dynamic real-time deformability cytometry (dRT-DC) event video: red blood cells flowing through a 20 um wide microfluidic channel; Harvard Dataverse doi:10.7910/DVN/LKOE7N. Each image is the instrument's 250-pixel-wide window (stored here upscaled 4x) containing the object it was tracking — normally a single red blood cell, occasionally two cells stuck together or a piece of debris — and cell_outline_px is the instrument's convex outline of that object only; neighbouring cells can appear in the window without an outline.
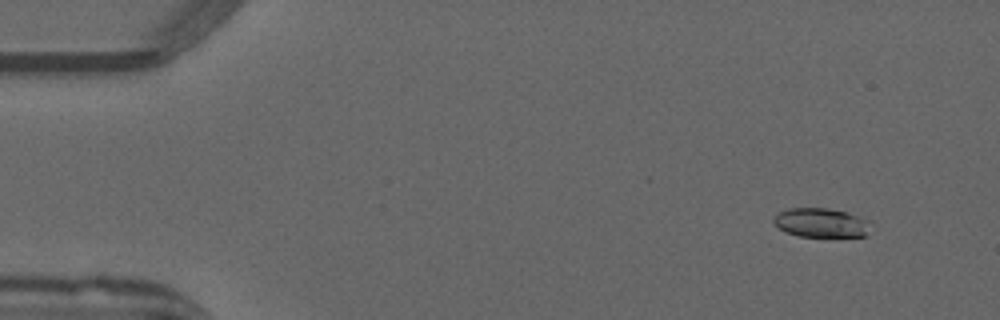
{"species": "common noctule bat (a hibernating species)", "species_latin": "Nyctalus noctula", "temperature_condition": "warm", "stored_images_in_passage": 52, "camera_frame_rate_fps": 3000, "um_per_image_px": 0.085, "animal": {"sex": "male", "forearm_length_mm": 52.5}, "frame": {"image": 1, "passage_image": 5, "time_ms": 1.333, "image_size_px": [1000, 320], "cell_outline_px": [[872, 220], [864, 236], [800, 236], [784, 232], [772, 220], [780, 212], [788, 208], [828, 208], [844, 212]], "centroid_in_image_um": [69.79, 18.92], "position_along_channel_um": 15.2, "area_um2": 16.24}}
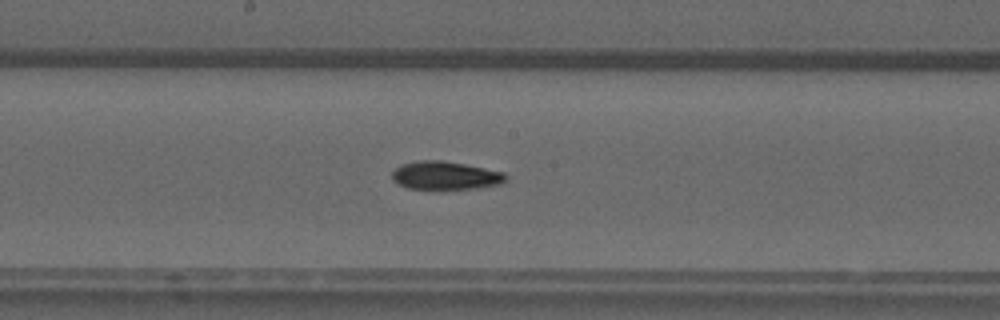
{"frame": {"image": 2, "passage_image": 28, "time_ms": 9.0, "image_size_px": [1000, 320], "cell_outline_px": [[508, 180], [500, 184], [480, 188], [408, 188], [392, 180], [392, 172], [396, 168], [404, 164], [420, 160], [440, 160], [464, 164], [504, 172], [508, 176]], "centroid_in_image_um": [37.9, 14.91], "position_along_channel_um": 210.3, "area_um2": 18.44}}
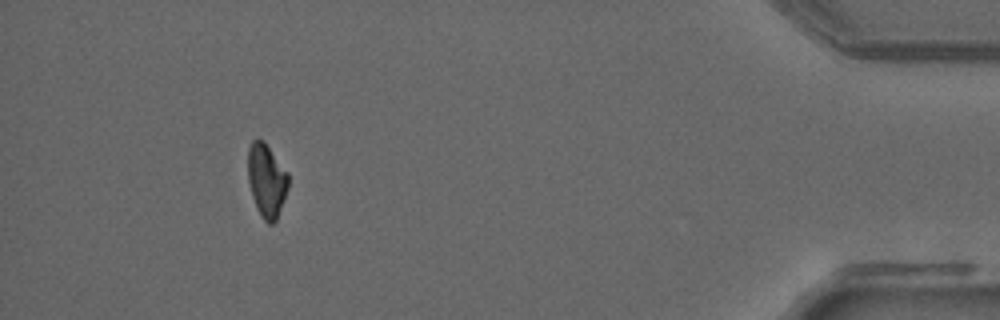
{"frame": {"image": 3, "passage_image": 48, "time_ms": 15.667, "image_size_px": [1000, 320], "cell_outline_px": [[288, 188], [276, 220], [272, 224], [268, 224], [260, 216], [252, 196], [248, 180], [248, 148], [252, 140], [264, 140], [288, 172]], "centroid_in_image_um": [22.66, 15.32], "position_along_channel_um": 412.5, "area_um2": 17.28}, "authors_computed_cell_mechanics": {"area_um2": 18.1492, "velocity_mm_per_s": 3.9965, "shape_relaxation_time_tau1_ms": 9.2002, "shape_relaxation_time_tau2_ms": 9.03, "deformation_change_tau1": 0.2104, "deformation_change_tau2": 0.1487}}